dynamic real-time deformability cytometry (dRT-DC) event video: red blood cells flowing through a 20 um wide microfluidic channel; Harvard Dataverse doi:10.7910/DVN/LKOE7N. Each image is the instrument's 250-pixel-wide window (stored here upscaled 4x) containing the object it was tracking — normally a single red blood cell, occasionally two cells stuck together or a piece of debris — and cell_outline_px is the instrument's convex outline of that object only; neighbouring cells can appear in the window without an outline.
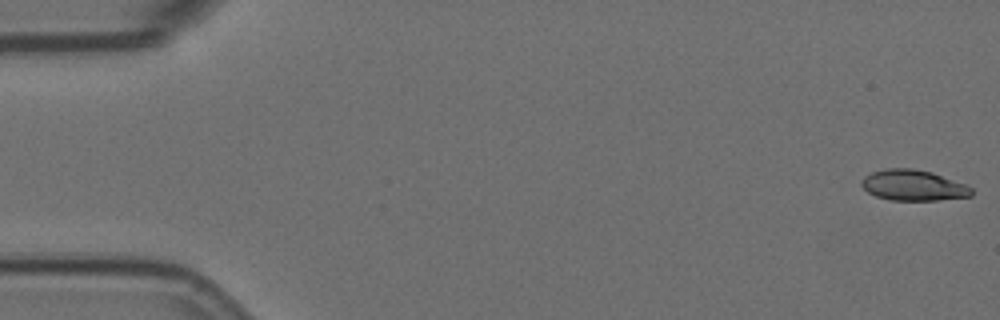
{"species": "Egyptian fruit bat (a non-hibernating species)", "species_latin": "Rousettus aegyptiacus", "temperature_condition": "room temperature", "stored_images_in_passage": 58, "camera_frame_rate_fps": 3000, "um_per_image_px": 0.085, "animal": {"sex": "female"}, "frame": {"image": 1, "passage_image": 1, "time_ms": 0.0, "image_size_px": [1000, 320], "cell_outline_px": [[972, 196], [940, 200], [892, 200], [876, 196], [868, 192], [860, 184], [860, 180], [864, 176], [872, 172], [888, 168], [912, 168], [932, 172], [964, 184], [972, 188]], "centroid_in_image_um": [77.61, 15.75], "position_along_channel_um": 7.4, "area_um2": 19.65}}
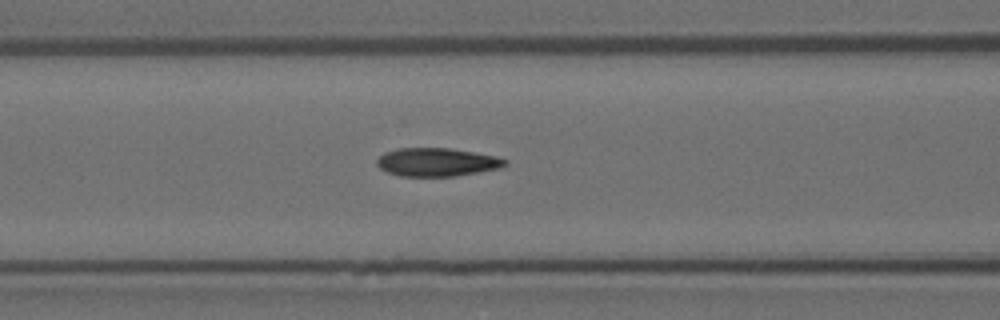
{"frame": {"image": 2, "passage_image": 23, "time_ms": 7.333, "image_size_px": [1000, 320], "cell_outline_px": [[508, 164], [500, 168], [452, 176], [400, 176], [388, 172], [380, 168], [376, 164], [376, 160], [384, 152], [400, 148], [448, 148], [472, 152], [492, 156], [508, 160]], "centroid_in_image_um": [37.1, 13.78], "position_along_channel_um": 129.5, "area_um2": 20.87}}
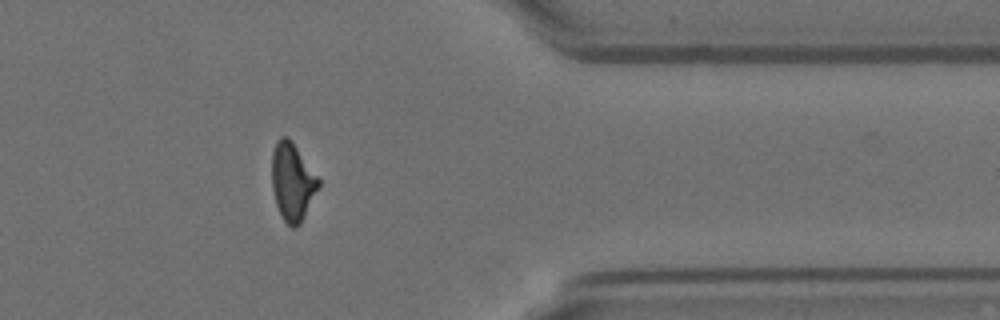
{"frame": {"image": 3, "passage_image": 46, "time_ms": 15.0, "image_size_px": [1000, 320], "cell_outline_px": [[320, 184], [300, 224], [296, 228], [292, 228], [284, 220], [276, 204], [272, 188], [272, 152], [276, 140], [280, 136], [288, 136], [320, 180]], "centroid_in_image_um": [24.83, 15.43], "position_along_channel_um": 386.6, "area_um2": 20.87}, "authors_computed_cell_mechanics": {"area_um2": 20.9525, "velocity_mm_per_s": 3.591, "shape_relaxation_time_tau1_ms": 6.7907, "shape_relaxation_time_tau2_ms": 2.0262, "deformation_change_tau1": 0.1932, "deformation_change_tau2": 0.0816}}